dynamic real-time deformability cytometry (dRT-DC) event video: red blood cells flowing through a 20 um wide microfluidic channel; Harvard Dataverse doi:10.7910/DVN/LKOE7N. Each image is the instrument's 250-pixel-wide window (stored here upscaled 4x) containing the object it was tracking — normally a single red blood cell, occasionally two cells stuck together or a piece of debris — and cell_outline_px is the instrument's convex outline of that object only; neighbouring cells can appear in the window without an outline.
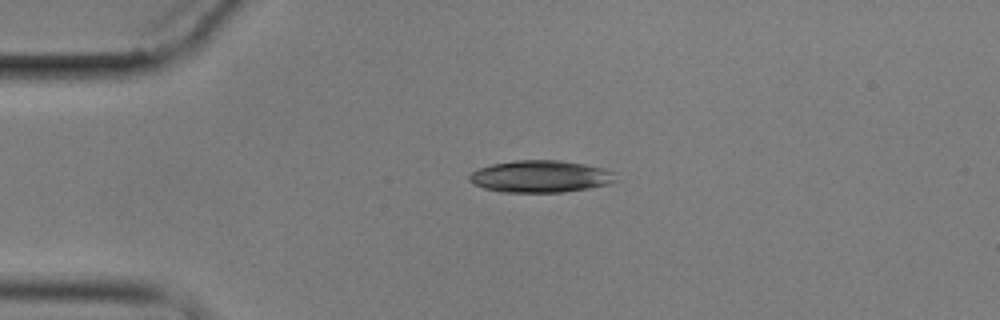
{"species": "common noctule bat (a hibernating species)", "species_latin": "Nyctalus noctula", "temperature_condition": "cold", "stored_images_in_passage": 4, "camera_frame_rate_fps": 3000, "um_per_image_px": 0.085, "animal": {"sex": "male", "body_mass_g": 17.9}, "frame": {"image": 1, "passage_image": 2, "time_ms": 2.0, "image_size_px": [1000, 320], "cell_outline_px": [[620, 180], [612, 184], [564, 192], [500, 192], [484, 188], [468, 180], [468, 176], [472, 172], [480, 168], [492, 164], [516, 160], [560, 160], [584, 164], [604, 168], [616, 172]], "centroid_in_image_um": [46.03, 15.0], "position_along_channel_um": 39.0, "area_um2": 27.63}}